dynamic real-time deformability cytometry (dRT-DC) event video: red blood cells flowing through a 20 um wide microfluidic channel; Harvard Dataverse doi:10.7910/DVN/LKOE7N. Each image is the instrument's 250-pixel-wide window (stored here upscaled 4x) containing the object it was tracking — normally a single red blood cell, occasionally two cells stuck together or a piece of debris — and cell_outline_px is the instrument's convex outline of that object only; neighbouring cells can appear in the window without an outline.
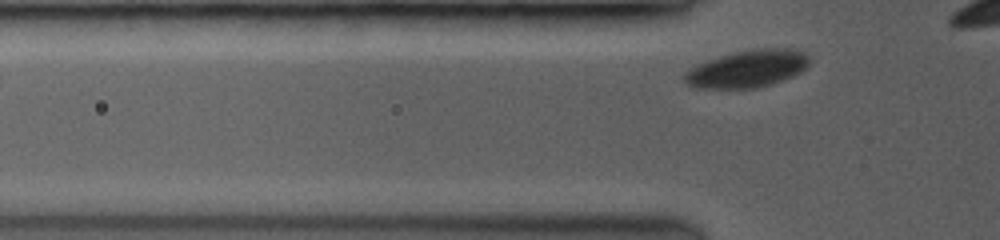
{"species": "common noctule bat (a hibernating species)", "species_latin": "Nyctalus noctula", "temperature_condition": "room temperature", "stored_images_in_passage": 3, "segment_of_instrument_passage": [2, 2], "camera_frame_rate_fps": 3500, "um_per_image_px": 0.085, "animal": {"sex": "female", "body_mass_g": 19.0, "forearm_length_mm": 53.3}, "frame": {"image": 1, "passage_image": 3, "time_ms": 1.429, "image_size_px": [1000, 240], "cell_outline_px": [[808, 64], [800, 72], [792, 76], [768, 84], [752, 88], [696, 88], [688, 84], [684, 80], [684, 72], [696, 64], [704, 60], [752, 48], [788, 48], [804, 52], [808, 56]], "centroid_in_image_um": [63.48, 5.83], "position_along_channel_um": 62.3, "area_um2": 26.93}}